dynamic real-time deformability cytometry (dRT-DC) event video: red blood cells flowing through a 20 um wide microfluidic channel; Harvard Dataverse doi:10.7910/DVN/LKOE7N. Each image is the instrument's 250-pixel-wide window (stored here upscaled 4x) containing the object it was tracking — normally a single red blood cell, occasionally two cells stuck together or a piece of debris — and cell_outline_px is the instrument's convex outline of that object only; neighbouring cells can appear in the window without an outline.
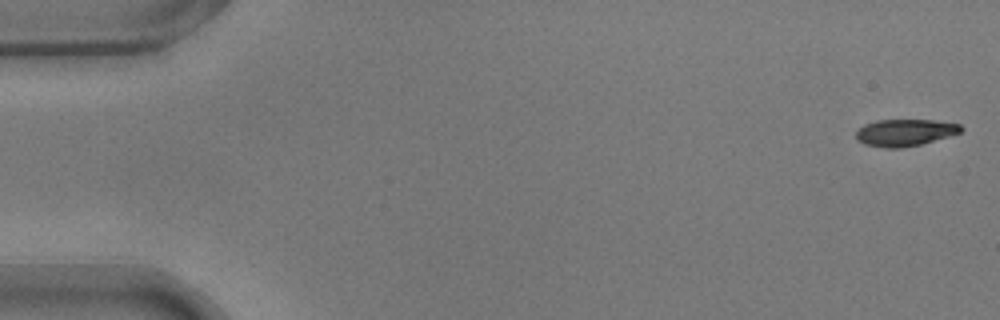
{"species": "common noctule bat (a hibernating species)", "species_latin": "Nyctalus noctula", "temperature_condition": "warm", "stored_images_in_passage": 7, "camera_frame_rate_fps": 3000, "um_per_image_px": 0.085, "animal": {"sex": "male", "body_mass_g": 17.9}, "frame": {"image": 1, "passage_image": 1, "time_ms": 0.0, "image_size_px": [1000, 320], "cell_outline_px": [[964, 128], [960, 132], [948, 136], [920, 144], [900, 148], [884, 148], [864, 144], [856, 140], [856, 132], [864, 124], [876, 120], [932, 120], [960, 124]], "centroid_in_image_um": [76.88, 11.26], "position_along_channel_um": 8.1, "area_um2": 16.36}}